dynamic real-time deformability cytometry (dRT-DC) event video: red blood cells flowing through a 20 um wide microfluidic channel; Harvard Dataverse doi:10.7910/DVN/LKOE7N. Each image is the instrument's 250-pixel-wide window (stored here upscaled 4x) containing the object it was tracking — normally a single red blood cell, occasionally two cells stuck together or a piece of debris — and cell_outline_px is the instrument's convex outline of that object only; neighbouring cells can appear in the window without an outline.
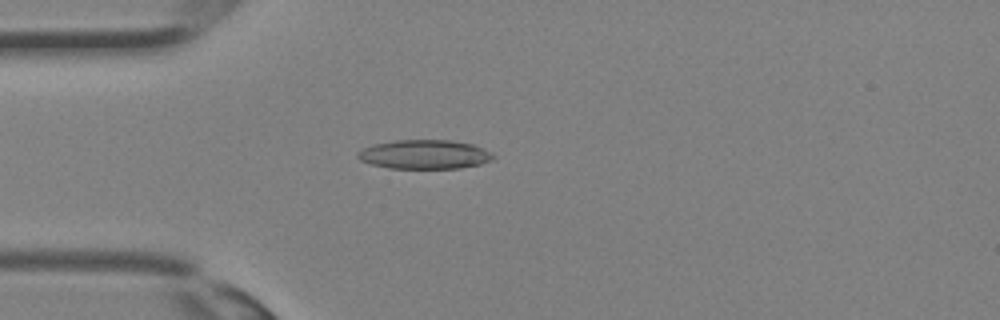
{"species": "Egyptian fruit bat (a non-hibernating species)", "species_latin": "Rousettus aegyptiacus", "temperature_condition": "room temperature", "stored_images_in_passage": 19, "camera_frame_rate_fps": 3000, "um_per_image_px": 0.085, "animal": {"sex": "female"}, "frame": {"image": 1, "passage_image": 1, "time_ms": 0.0, "image_size_px": [1000, 320], "cell_outline_px": [[496, 156], [492, 160], [480, 164], [460, 168], [388, 168], [372, 164], [360, 160], [356, 156], [356, 152], [372, 144], [396, 140], [452, 140], [472, 144], [484, 148], [492, 152]], "centroid_in_image_um": [36.1, 13.12], "position_along_channel_um": 48.9, "area_um2": 23.12}}
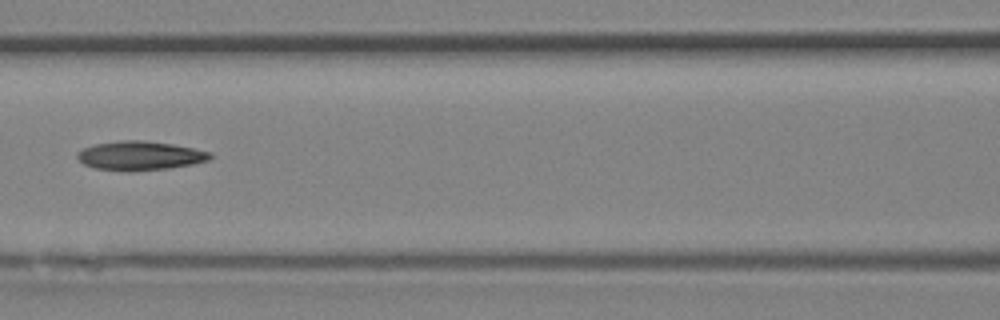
{"frame": {"image": 2, "passage_image": 7, "time_ms": 2.0, "image_size_px": [1000, 320], "cell_outline_px": [[212, 156], [208, 160], [192, 164], [168, 168], [128, 172], [96, 168], [84, 164], [76, 156], [76, 152], [92, 144], [120, 140], [144, 140], [172, 144], [212, 152]], "centroid_in_image_um": [11.87, 13.23], "position_along_channel_um": 154.7, "area_um2": 22.54}}
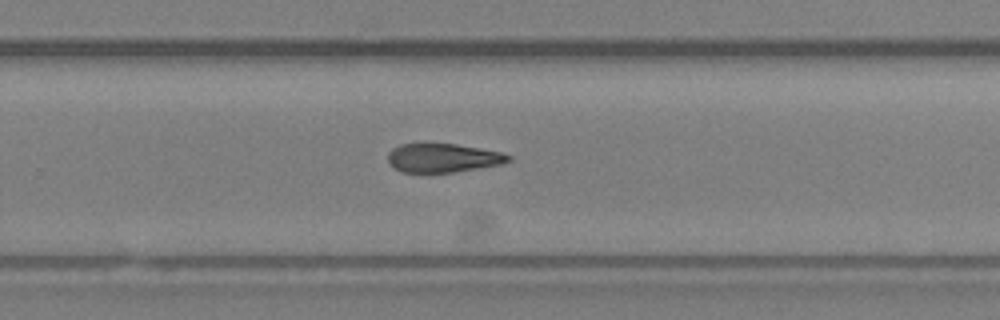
{"frame": {"image": 3, "passage_image": 14, "time_ms": 4.333, "image_size_px": [1000, 320], "cell_outline_px": [[512, 160], [500, 164], [452, 172], [404, 172], [396, 168], [388, 160], [388, 152], [392, 148], [400, 144], [456, 144], [504, 152], [512, 156]], "centroid_in_image_um": [37.69, 13.41], "position_along_channel_um": 292.1, "area_um2": 20.0}}